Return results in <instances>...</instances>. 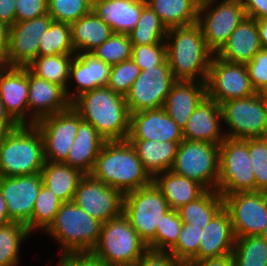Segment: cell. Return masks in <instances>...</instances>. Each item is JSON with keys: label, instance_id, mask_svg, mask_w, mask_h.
I'll use <instances>...</instances> for the list:
<instances>
[{"label": "cell", "instance_id": "obj_1", "mask_svg": "<svg viewBox=\"0 0 267 266\" xmlns=\"http://www.w3.org/2000/svg\"><path fill=\"white\" fill-rule=\"evenodd\" d=\"M71 106L106 141L127 140L130 112L125 96L108 87H100L82 93L71 102Z\"/></svg>", "mask_w": 267, "mask_h": 266}, {"label": "cell", "instance_id": "obj_2", "mask_svg": "<svg viewBox=\"0 0 267 266\" xmlns=\"http://www.w3.org/2000/svg\"><path fill=\"white\" fill-rule=\"evenodd\" d=\"M165 39L166 58L174 79L206 82L214 54L208 49L200 26L195 23L168 28Z\"/></svg>", "mask_w": 267, "mask_h": 266}, {"label": "cell", "instance_id": "obj_3", "mask_svg": "<svg viewBox=\"0 0 267 266\" xmlns=\"http://www.w3.org/2000/svg\"><path fill=\"white\" fill-rule=\"evenodd\" d=\"M90 175L123 194L152 183L128 140L106 141Z\"/></svg>", "mask_w": 267, "mask_h": 266}, {"label": "cell", "instance_id": "obj_4", "mask_svg": "<svg viewBox=\"0 0 267 266\" xmlns=\"http://www.w3.org/2000/svg\"><path fill=\"white\" fill-rule=\"evenodd\" d=\"M45 163L43 139L35 125H18L0 135V176L40 173Z\"/></svg>", "mask_w": 267, "mask_h": 266}, {"label": "cell", "instance_id": "obj_5", "mask_svg": "<svg viewBox=\"0 0 267 266\" xmlns=\"http://www.w3.org/2000/svg\"><path fill=\"white\" fill-rule=\"evenodd\" d=\"M102 222L88 215L73 201L64 202L53 223L44 232L61 246V253L92 251L97 245Z\"/></svg>", "mask_w": 267, "mask_h": 266}, {"label": "cell", "instance_id": "obj_6", "mask_svg": "<svg viewBox=\"0 0 267 266\" xmlns=\"http://www.w3.org/2000/svg\"><path fill=\"white\" fill-rule=\"evenodd\" d=\"M169 209L166 199L153 182L124 194L123 215L149 250L156 251V230Z\"/></svg>", "mask_w": 267, "mask_h": 266}, {"label": "cell", "instance_id": "obj_7", "mask_svg": "<svg viewBox=\"0 0 267 266\" xmlns=\"http://www.w3.org/2000/svg\"><path fill=\"white\" fill-rule=\"evenodd\" d=\"M147 250L146 243L122 214L102 223L99 241L92 252L109 266H134Z\"/></svg>", "mask_w": 267, "mask_h": 266}, {"label": "cell", "instance_id": "obj_8", "mask_svg": "<svg viewBox=\"0 0 267 266\" xmlns=\"http://www.w3.org/2000/svg\"><path fill=\"white\" fill-rule=\"evenodd\" d=\"M217 191L225 195L255 192L256 178L248 152V139L225 138L219 144Z\"/></svg>", "mask_w": 267, "mask_h": 266}, {"label": "cell", "instance_id": "obj_9", "mask_svg": "<svg viewBox=\"0 0 267 266\" xmlns=\"http://www.w3.org/2000/svg\"><path fill=\"white\" fill-rule=\"evenodd\" d=\"M222 120L232 139L267 137V96L255 93L252 96L233 99L220 104ZM229 127V129H228Z\"/></svg>", "mask_w": 267, "mask_h": 266}, {"label": "cell", "instance_id": "obj_10", "mask_svg": "<svg viewBox=\"0 0 267 266\" xmlns=\"http://www.w3.org/2000/svg\"><path fill=\"white\" fill-rule=\"evenodd\" d=\"M170 170L175 174L197 181L207 190H217L219 145L183 139L179 143Z\"/></svg>", "mask_w": 267, "mask_h": 266}, {"label": "cell", "instance_id": "obj_11", "mask_svg": "<svg viewBox=\"0 0 267 266\" xmlns=\"http://www.w3.org/2000/svg\"><path fill=\"white\" fill-rule=\"evenodd\" d=\"M245 17L240 0H216L198 9L197 24L208 49L214 55L226 44L230 34Z\"/></svg>", "mask_w": 267, "mask_h": 266}, {"label": "cell", "instance_id": "obj_12", "mask_svg": "<svg viewBox=\"0 0 267 266\" xmlns=\"http://www.w3.org/2000/svg\"><path fill=\"white\" fill-rule=\"evenodd\" d=\"M175 81L167 58L158 66L141 70L130 91L125 95L129 112L163 107Z\"/></svg>", "mask_w": 267, "mask_h": 266}, {"label": "cell", "instance_id": "obj_13", "mask_svg": "<svg viewBox=\"0 0 267 266\" xmlns=\"http://www.w3.org/2000/svg\"><path fill=\"white\" fill-rule=\"evenodd\" d=\"M205 84L207 96L219 105L256 93L252 87L246 64L226 62L216 55L211 59Z\"/></svg>", "mask_w": 267, "mask_h": 266}, {"label": "cell", "instance_id": "obj_14", "mask_svg": "<svg viewBox=\"0 0 267 266\" xmlns=\"http://www.w3.org/2000/svg\"><path fill=\"white\" fill-rule=\"evenodd\" d=\"M223 199L235 238L261 235L267 224V192L232 193Z\"/></svg>", "mask_w": 267, "mask_h": 266}, {"label": "cell", "instance_id": "obj_15", "mask_svg": "<svg viewBox=\"0 0 267 266\" xmlns=\"http://www.w3.org/2000/svg\"><path fill=\"white\" fill-rule=\"evenodd\" d=\"M81 121L82 118L71 106L35 123L43 139L45 161H66Z\"/></svg>", "mask_w": 267, "mask_h": 266}, {"label": "cell", "instance_id": "obj_16", "mask_svg": "<svg viewBox=\"0 0 267 266\" xmlns=\"http://www.w3.org/2000/svg\"><path fill=\"white\" fill-rule=\"evenodd\" d=\"M124 194L90 174H85L78 183L73 202L88 215L102 223L123 214Z\"/></svg>", "mask_w": 267, "mask_h": 266}, {"label": "cell", "instance_id": "obj_17", "mask_svg": "<svg viewBox=\"0 0 267 266\" xmlns=\"http://www.w3.org/2000/svg\"><path fill=\"white\" fill-rule=\"evenodd\" d=\"M52 22L53 19L46 14L11 25L8 52L2 65L27 67L38 57L40 39Z\"/></svg>", "mask_w": 267, "mask_h": 266}, {"label": "cell", "instance_id": "obj_18", "mask_svg": "<svg viewBox=\"0 0 267 266\" xmlns=\"http://www.w3.org/2000/svg\"><path fill=\"white\" fill-rule=\"evenodd\" d=\"M42 185L40 173L15 177L0 176V191L6 200L11 222L26 225L30 221Z\"/></svg>", "mask_w": 267, "mask_h": 266}, {"label": "cell", "instance_id": "obj_19", "mask_svg": "<svg viewBox=\"0 0 267 266\" xmlns=\"http://www.w3.org/2000/svg\"><path fill=\"white\" fill-rule=\"evenodd\" d=\"M127 140L181 142L183 129L165 112L164 108L130 113Z\"/></svg>", "mask_w": 267, "mask_h": 266}, {"label": "cell", "instance_id": "obj_20", "mask_svg": "<svg viewBox=\"0 0 267 266\" xmlns=\"http://www.w3.org/2000/svg\"><path fill=\"white\" fill-rule=\"evenodd\" d=\"M28 84V125H35L40 119L71 107L64 87L39 78L29 70Z\"/></svg>", "mask_w": 267, "mask_h": 266}, {"label": "cell", "instance_id": "obj_21", "mask_svg": "<svg viewBox=\"0 0 267 266\" xmlns=\"http://www.w3.org/2000/svg\"><path fill=\"white\" fill-rule=\"evenodd\" d=\"M28 69L0 67V99L6 112L18 125H28Z\"/></svg>", "mask_w": 267, "mask_h": 266}, {"label": "cell", "instance_id": "obj_22", "mask_svg": "<svg viewBox=\"0 0 267 266\" xmlns=\"http://www.w3.org/2000/svg\"><path fill=\"white\" fill-rule=\"evenodd\" d=\"M221 122L223 120L220 105L206 96L193 111L184 127L183 139L219 145L226 138Z\"/></svg>", "mask_w": 267, "mask_h": 266}, {"label": "cell", "instance_id": "obj_23", "mask_svg": "<svg viewBox=\"0 0 267 266\" xmlns=\"http://www.w3.org/2000/svg\"><path fill=\"white\" fill-rule=\"evenodd\" d=\"M111 66L93 53H77L73 56L70 66V81L77 85L74 92L66 89V94L72 102L84 92L107 87Z\"/></svg>", "mask_w": 267, "mask_h": 266}, {"label": "cell", "instance_id": "obj_24", "mask_svg": "<svg viewBox=\"0 0 267 266\" xmlns=\"http://www.w3.org/2000/svg\"><path fill=\"white\" fill-rule=\"evenodd\" d=\"M206 96L205 82L176 80L163 108L176 124L184 129L191 114Z\"/></svg>", "mask_w": 267, "mask_h": 266}, {"label": "cell", "instance_id": "obj_25", "mask_svg": "<svg viewBox=\"0 0 267 266\" xmlns=\"http://www.w3.org/2000/svg\"><path fill=\"white\" fill-rule=\"evenodd\" d=\"M198 260L232 255L235 236L231 217L223 207L201 231Z\"/></svg>", "mask_w": 267, "mask_h": 266}, {"label": "cell", "instance_id": "obj_26", "mask_svg": "<svg viewBox=\"0 0 267 266\" xmlns=\"http://www.w3.org/2000/svg\"><path fill=\"white\" fill-rule=\"evenodd\" d=\"M262 49L257 21L245 17L230 34L226 44L216 56L230 63H244L251 61Z\"/></svg>", "mask_w": 267, "mask_h": 266}, {"label": "cell", "instance_id": "obj_27", "mask_svg": "<svg viewBox=\"0 0 267 266\" xmlns=\"http://www.w3.org/2000/svg\"><path fill=\"white\" fill-rule=\"evenodd\" d=\"M145 0H102L92 5L93 12L114 33L128 34L136 26Z\"/></svg>", "mask_w": 267, "mask_h": 266}, {"label": "cell", "instance_id": "obj_28", "mask_svg": "<svg viewBox=\"0 0 267 266\" xmlns=\"http://www.w3.org/2000/svg\"><path fill=\"white\" fill-rule=\"evenodd\" d=\"M76 135L64 163L79 169L83 174H90L106 140L92 124L84 120L79 123Z\"/></svg>", "mask_w": 267, "mask_h": 266}, {"label": "cell", "instance_id": "obj_29", "mask_svg": "<svg viewBox=\"0 0 267 266\" xmlns=\"http://www.w3.org/2000/svg\"><path fill=\"white\" fill-rule=\"evenodd\" d=\"M152 182L161 191L169 208L174 210L195 201L207 191L197 181L175 174L171 170L157 174Z\"/></svg>", "mask_w": 267, "mask_h": 266}, {"label": "cell", "instance_id": "obj_30", "mask_svg": "<svg viewBox=\"0 0 267 266\" xmlns=\"http://www.w3.org/2000/svg\"><path fill=\"white\" fill-rule=\"evenodd\" d=\"M145 171L153 179L157 174L171 169L180 142L128 140Z\"/></svg>", "mask_w": 267, "mask_h": 266}, {"label": "cell", "instance_id": "obj_31", "mask_svg": "<svg viewBox=\"0 0 267 266\" xmlns=\"http://www.w3.org/2000/svg\"><path fill=\"white\" fill-rule=\"evenodd\" d=\"M113 30L91 10L71 24L75 53H91L109 39Z\"/></svg>", "mask_w": 267, "mask_h": 266}, {"label": "cell", "instance_id": "obj_32", "mask_svg": "<svg viewBox=\"0 0 267 266\" xmlns=\"http://www.w3.org/2000/svg\"><path fill=\"white\" fill-rule=\"evenodd\" d=\"M43 185L63 203L72 202L78 183L85 175L79 169L61 162L45 161L40 172Z\"/></svg>", "mask_w": 267, "mask_h": 266}, {"label": "cell", "instance_id": "obj_33", "mask_svg": "<svg viewBox=\"0 0 267 266\" xmlns=\"http://www.w3.org/2000/svg\"><path fill=\"white\" fill-rule=\"evenodd\" d=\"M167 28L197 23L198 7L191 0H145Z\"/></svg>", "mask_w": 267, "mask_h": 266}, {"label": "cell", "instance_id": "obj_34", "mask_svg": "<svg viewBox=\"0 0 267 266\" xmlns=\"http://www.w3.org/2000/svg\"><path fill=\"white\" fill-rule=\"evenodd\" d=\"M223 207V196L217 190H207L195 201L177 209V212L183 223L204 229Z\"/></svg>", "mask_w": 267, "mask_h": 266}, {"label": "cell", "instance_id": "obj_35", "mask_svg": "<svg viewBox=\"0 0 267 266\" xmlns=\"http://www.w3.org/2000/svg\"><path fill=\"white\" fill-rule=\"evenodd\" d=\"M75 54L38 56L26 68L35 76L68 89L70 66ZM68 84V85H67Z\"/></svg>", "mask_w": 267, "mask_h": 266}, {"label": "cell", "instance_id": "obj_36", "mask_svg": "<svg viewBox=\"0 0 267 266\" xmlns=\"http://www.w3.org/2000/svg\"><path fill=\"white\" fill-rule=\"evenodd\" d=\"M168 28L147 4L142 8L135 28L128 33L132 45L165 43Z\"/></svg>", "mask_w": 267, "mask_h": 266}, {"label": "cell", "instance_id": "obj_37", "mask_svg": "<svg viewBox=\"0 0 267 266\" xmlns=\"http://www.w3.org/2000/svg\"><path fill=\"white\" fill-rule=\"evenodd\" d=\"M29 232L26 225L10 222L0 226V266H17L20 263V246Z\"/></svg>", "mask_w": 267, "mask_h": 266}, {"label": "cell", "instance_id": "obj_38", "mask_svg": "<svg viewBox=\"0 0 267 266\" xmlns=\"http://www.w3.org/2000/svg\"><path fill=\"white\" fill-rule=\"evenodd\" d=\"M232 256L235 266H267V240L260 235L236 237Z\"/></svg>", "mask_w": 267, "mask_h": 266}, {"label": "cell", "instance_id": "obj_39", "mask_svg": "<svg viewBox=\"0 0 267 266\" xmlns=\"http://www.w3.org/2000/svg\"><path fill=\"white\" fill-rule=\"evenodd\" d=\"M76 54L72 44L71 25L53 21L40 39L38 56Z\"/></svg>", "mask_w": 267, "mask_h": 266}, {"label": "cell", "instance_id": "obj_40", "mask_svg": "<svg viewBox=\"0 0 267 266\" xmlns=\"http://www.w3.org/2000/svg\"><path fill=\"white\" fill-rule=\"evenodd\" d=\"M63 202L53 193L42 185L38 197L35 200L33 213L30 221L26 224L29 232L35 230L46 231L53 223Z\"/></svg>", "mask_w": 267, "mask_h": 266}, {"label": "cell", "instance_id": "obj_41", "mask_svg": "<svg viewBox=\"0 0 267 266\" xmlns=\"http://www.w3.org/2000/svg\"><path fill=\"white\" fill-rule=\"evenodd\" d=\"M132 43L128 34L113 33L101 46L91 53L110 66L131 59Z\"/></svg>", "mask_w": 267, "mask_h": 266}, {"label": "cell", "instance_id": "obj_42", "mask_svg": "<svg viewBox=\"0 0 267 266\" xmlns=\"http://www.w3.org/2000/svg\"><path fill=\"white\" fill-rule=\"evenodd\" d=\"M201 231H203L202 227L183 223L176 244L168 252L185 265L190 261L198 260Z\"/></svg>", "mask_w": 267, "mask_h": 266}, {"label": "cell", "instance_id": "obj_43", "mask_svg": "<svg viewBox=\"0 0 267 266\" xmlns=\"http://www.w3.org/2000/svg\"><path fill=\"white\" fill-rule=\"evenodd\" d=\"M47 3L53 21L70 25L92 10L90 0H48Z\"/></svg>", "mask_w": 267, "mask_h": 266}, {"label": "cell", "instance_id": "obj_44", "mask_svg": "<svg viewBox=\"0 0 267 266\" xmlns=\"http://www.w3.org/2000/svg\"><path fill=\"white\" fill-rule=\"evenodd\" d=\"M183 222L177 210L169 209L156 230V251L168 252L177 242Z\"/></svg>", "mask_w": 267, "mask_h": 266}, {"label": "cell", "instance_id": "obj_45", "mask_svg": "<svg viewBox=\"0 0 267 266\" xmlns=\"http://www.w3.org/2000/svg\"><path fill=\"white\" fill-rule=\"evenodd\" d=\"M141 72L132 59L111 66L107 87L125 96Z\"/></svg>", "mask_w": 267, "mask_h": 266}, {"label": "cell", "instance_id": "obj_46", "mask_svg": "<svg viewBox=\"0 0 267 266\" xmlns=\"http://www.w3.org/2000/svg\"><path fill=\"white\" fill-rule=\"evenodd\" d=\"M248 152L256 178V191L267 192V137L249 138Z\"/></svg>", "mask_w": 267, "mask_h": 266}, {"label": "cell", "instance_id": "obj_47", "mask_svg": "<svg viewBox=\"0 0 267 266\" xmlns=\"http://www.w3.org/2000/svg\"><path fill=\"white\" fill-rule=\"evenodd\" d=\"M131 59L141 70L158 66L166 59V43L133 45Z\"/></svg>", "mask_w": 267, "mask_h": 266}, {"label": "cell", "instance_id": "obj_48", "mask_svg": "<svg viewBox=\"0 0 267 266\" xmlns=\"http://www.w3.org/2000/svg\"><path fill=\"white\" fill-rule=\"evenodd\" d=\"M249 78L256 93H267V49L262 48L246 63Z\"/></svg>", "mask_w": 267, "mask_h": 266}, {"label": "cell", "instance_id": "obj_49", "mask_svg": "<svg viewBox=\"0 0 267 266\" xmlns=\"http://www.w3.org/2000/svg\"><path fill=\"white\" fill-rule=\"evenodd\" d=\"M48 0H17L15 22L31 20L48 14Z\"/></svg>", "mask_w": 267, "mask_h": 266}, {"label": "cell", "instance_id": "obj_50", "mask_svg": "<svg viewBox=\"0 0 267 266\" xmlns=\"http://www.w3.org/2000/svg\"><path fill=\"white\" fill-rule=\"evenodd\" d=\"M58 266H109L92 251L61 254Z\"/></svg>", "mask_w": 267, "mask_h": 266}, {"label": "cell", "instance_id": "obj_51", "mask_svg": "<svg viewBox=\"0 0 267 266\" xmlns=\"http://www.w3.org/2000/svg\"><path fill=\"white\" fill-rule=\"evenodd\" d=\"M134 266H185L169 252L147 250Z\"/></svg>", "mask_w": 267, "mask_h": 266}, {"label": "cell", "instance_id": "obj_52", "mask_svg": "<svg viewBox=\"0 0 267 266\" xmlns=\"http://www.w3.org/2000/svg\"><path fill=\"white\" fill-rule=\"evenodd\" d=\"M247 17L259 19L267 17V0H240Z\"/></svg>", "mask_w": 267, "mask_h": 266}, {"label": "cell", "instance_id": "obj_53", "mask_svg": "<svg viewBox=\"0 0 267 266\" xmlns=\"http://www.w3.org/2000/svg\"><path fill=\"white\" fill-rule=\"evenodd\" d=\"M17 0H0V22L11 26L15 23Z\"/></svg>", "mask_w": 267, "mask_h": 266}, {"label": "cell", "instance_id": "obj_54", "mask_svg": "<svg viewBox=\"0 0 267 266\" xmlns=\"http://www.w3.org/2000/svg\"><path fill=\"white\" fill-rule=\"evenodd\" d=\"M185 266H235L232 255L190 261Z\"/></svg>", "mask_w": 267, "mask_h": 266}, {"label": "cell", "instance_id": "obj_55", "mask_svg": "<svg viewBox=\"0 0 267 266\" xmlns=\"http://www.w3.org/2000/svg\"><path fill=\"white\" fill-rule=\"evenodd\" d=\"M18 124L10 117L0 99V135L15 129Z\"/></svg>", "mask_w": 267, "mask_h": 266}, {"label": "cell", "instance_id": "obj_56", "mask_svg": "<svg viewBox=\"0 0 267 266\" xmlns=\"http://www.w3.org/2000/svg\"><path fill=\"white\" fill-rule=\"evenodd\" d=\"M10 26L0 22V62L3 63L6 59L9 45Z\"/></svg>", "mask_w": 267, "mask_h": 266}, {"label": "cell", "instance_id": "obj_57", "mask_svg": "<svg viewBox=\"0 0 267 266\" xmlns=\"http://www.w3.org/2000/svg\"><path fill=\"white\" fill-rule=\"evenodd\" d=\"M261 47L267 49V17L256 19Z\"/></svg>", "mask_w": 267, "mask_h": 266}, {"label": "cell", "instance_id": "obj_58", "mask_svg": "<svg viewBox=\"0 0 267 266\" xmlns=\"http://www.w3.org/2000/svg\"><path fill=\"white\" fill-rule=\"evenodd\" d=\"M8 210L6 206V200L0 191V226L10 223Z\"/></svg>", "mask_w": 267, "mask_h": 266}, {"label": "cell", "instance_id": "obj_59", "mask_svg": "<svg viewBox=\"0 0 267 266\" xmlns=\"http://www.w3.org/2000/svg\"><path fill=\"white\" fill-rule=\"evenodd\" d=\"M197 7L198 9L202 6L208 5L216 0H191Z\"/></svg>", "mask_w": 267, "mask_h": 266}, {"label": "cell", "instance_id": "obj_60", "mask_svg": "<svg viewBox=\"0 0 267 266\" xmlns=\"http://www.w3.org/2000/svg\"><path fill=\"white\" fill-rule=\"evenodd\" d=\"M260 236L263 237L265 240H267V224L264 227V230L262 231Z\"/></svg>", "mask_w": 267, "mask_h": 266}, {"label": "cell", "instance_id": "obj_61", "mask_svg": "<svg viewBox=\"0 0 267 266\" xmlns=\"http://www.w3.org/2000/svg\"><path fill=\"white\" fill-rule=\"evenodd\" d=\"M99 1H102V0H90L91 4L93 5L94 3H97Z\"/></svg>", "mask_w": 267, "mask_h": 266}]
</instances>
